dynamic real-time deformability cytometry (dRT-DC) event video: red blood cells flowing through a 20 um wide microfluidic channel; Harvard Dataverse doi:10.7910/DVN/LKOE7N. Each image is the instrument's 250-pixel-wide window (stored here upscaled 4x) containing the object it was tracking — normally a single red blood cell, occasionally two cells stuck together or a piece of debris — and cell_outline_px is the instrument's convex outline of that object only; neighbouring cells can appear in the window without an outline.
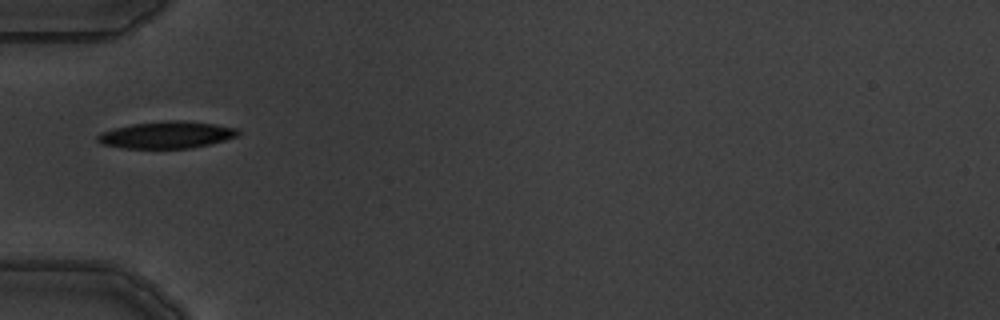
{"species": "common noctule bat (a hibernating species)", "species_latin": "Nyctalus noctula", "temperature_condition": "warm", "stored_images_in_passage": 2, "camera_frame_rate_fps": 3000, "um_per_image_px": 0.085, "animal": {"sex": "male", "body_mass_g": 19.5, "forearm_length_mm": 54.6}, "frame": {"image": 1, "passage_image": 1, "time_ms": 0.0, "image_size_px": [1000, 320], "cell_outline_px": [[240, 132], [236, 136], [224, 140], [192, 148], [124, 148], [100, 144], [96, 140], [96, 136], [100, 132], [132, 124], [164, 120], [184, 120], [216, 124], [236, 128]], "centroid_in_image_um": [14.13, 11.46], "position_along_channel_um": 70.9, "area_um2": 22.08}}